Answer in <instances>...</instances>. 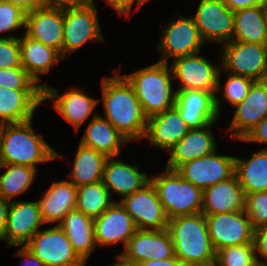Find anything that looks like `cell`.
I'll return each mask as SVG.
<instances>
[{"label":"cell","instance_id":"6da1fadb","mask_svg":"<svg viewBox=\"0 0 267 266\" xmlns=\"http://www.w3.org/2000/svg\"><path fill=\"white\" fill-rule=\"evenodd\" d=\"M105 119L128 141L144 139L147 120L132 85L119 73L101 80Z\"/></svg>","mask_w":267,"mask_h":266},{"label":"cell","instance_id":"7a4b0ae2","mask_svg":"<svg viewBox=\"0 0 267 266\" xmlns=\"http://www.w3.org/2000/svg\"><path fill=\"white\" fill-rule=\"evenodd\" d=\"M32 121L0 124L2 164L29 166L37 170L38 163L61 159L62 155L34 132Z\"/></svg>","mask_w":267,"mask_h":266},{"label":"cell","instance_id":"3957f363","mask_svg":"<svg viewBox=\"0 0 267 266\" xmlns=\"http://www.w3.org/2000/svg\"><path fill=\"white\" fill-rule=\"evenodd\" d=\"M167 231L174 244L175 256L185 266H214L216 252L203 213L172 218L168 220Z\"/></svg>","mask_w":267,"mask_h":266},{"label":"cell","instance_id":"277c9868","mask_svg":"<svg viewBox=\"0 0 267 266\" xmlns=\"http://www.w3.org/2000/svg\"><path fill=\"white\" fill-rule=\"evenodd\" d=\"M123 76L132 85L147 118L174 107L177 91L172 92L171 82L174 80L168 63L158 61Z\"/></svg>","mask_w":267,"mask_h":266},{"label":"cell","instance_id":"5b68a950","mask_svg":"<svg viewBox=\"0 0 267 266\" xmlns=\"http://www.w3.org/2000/svg\"><path fill=\"white\" fill-rule=\"evenodd\" d=\"M168 220L202 212L203 190L184 180L176 170L150 178Z\"/></svg>","mask_w":267,"mask_h":266},{"label":"cell","instance_id":"8992f818","mask_svg":"<svg viewBox=\"0 0 267 266\" xmlns=\"http://www.w3.org/2000/svg\"><path fill=\"white\" fill-rule=\"evenodd\" d=\"M199 53L173 59L171 66L173 80H179L181 84L177 90H202L212 92L215 95V107L218 116L220 101L216 92L221 91L219 65H214L208 59L198 55Z\"/></svg>","mask_w":267,"mask_h":266},{"label":"cell","instance_id":"52a82bcc","mask_svg":"<svg viewBox=\"0 0 267 266\" xmlns=\"http://www.w3.org/2000/svg\"><path fill=\"white\" fill-rule=\"evenodd\" d=\"M95 6L93 0H87L80 5L63 8V58L66 53L72 54L88 41L104 39Z\"/></svg>","mask_w":267,"mask_h":266},{"label":"cell","instance_id":"ba28073f","mask_svg":"<svg viewBox=\"0 0 267 266\" xmlns=\"http://www.w3.org/2000/svg\"><path fill=\"white\" fill-rule=\"evenodd\" d=\"M221 72L245 76L254 81L267 80V46L265 44L230 41L222 47Z\"/></svg>","mask_w":267,"mask_h":266},{"label":"cell","instance_id":"9c48e42d","mask_svg":"<svg viewBox=\"0 0 267 266\" xmlns=\"http://www.w3.org/2000/svg\"><path fill=\"white\" fill-rule=\"evenodd\" d=\"M25 247L44 266H85L73 250L66 233L58 225L37 231Z\"/></svg>","mask_w":267,"mask_h":266},{"label":"cell","instance_id":"30bf717a","mask_svg":"<svg viewBox=\"0 0 267 266\" xmlns=\"http://www.w3.org/2000/svg\"><path fill=\"white\" fill-rule=\"evenodd\" d=\"M205 217L215 252L228 246L253 243L254 229L245 210Z\"/></svg>","mask_w":267,"mask_h":266},{"label":"cell","instance_id":"8fae6325","mask_svg":"<svg viewBox=\"0 0 267 266\" xmlns=\"http://www.w3.org/2000/svg\"><path fill=\"white\" fill-rule=\"evenodd\" d=\"M158 48L161 56L159 62L168 63V58H178L199 53L204 43L192 17L178 16L162 29Z\"/></svg>","mask_w":267,"mask_h":266},{"label":"cell","instance_id":"7c38bea8","mask_svg":"<svg viewBox=\"0 0 267 266\" xmlns=\"http://www.w3.org/2000/svg\"><path fill=\"white\" fill-rule=\"evenodd\" d=\"M120 201L131 215L138 230L167 229L168 218L151 181Z\"/></svg>","mask_w":267,"mask_h":266},{"label":"cell","instance_id":"4fadbf2b","mask_svg":"<svg viewBox=\"0 0 267 266\" xmlns=\"http://www.w3.org/2000/svg\"><path fill=\"white\" fill-rule=\"evenodd\" d=\"M192 18L203 41L224 44L232 41L234 12L223 0H201Z\"/></svg>","mask_w":267,"mask_h":266},{"label":"cell","instance_id":"5bb4252c","mask_svg":"<svg viewBox=\"0 0 267 266\" xmlns=\"http://www.w3.org/2000/svg\"><path fill=\"white\" fill-rule=\"evenodd\" d=\"M176 171L184 180L204 190L234 175L235 157L218 155L215 151L183 163Z\"/></svg>","mask_w":267,"mask_h":266},{"label":"cell","instance_id":"9a60e30c","mask_svg":"<svg viewBox=\"0 0 267 266\" xmlns=\"http://www.w3.org/2000/svg\"><path fill=\"white\" fill-rule=\"evenodd\" d=\"M126 262L139 264L145 260H166L175 257L174 244L167 229L137 230L124 252L118 255Z\"/></svg>","mask_w":267,"mask_h":266},{"label":"cell","instance_id":"2e32d148","mask_svg":"<svg viewBox=\"0 0 267 266\" xmlns=\"http://www.w3.org/2000/svg\"><path fill=\"white\" fill-rule=\"evenodd\" d=\"M235 113L228 132L235 140H243L267 117V80L254 81L245 99L234 106Z\"/></svg>","mask_w":267,"mask_h":266},{"label":"cell","instance_id":"e0dca14e","mask_svg":"<svg viewBox=\"0 0 267 266\" xmlns=\"http://www.w3.org/2000/svg\"><path fill=\"white\" fill-rule=\"evenodd\" d=\"M25 34L57 50L62 56L63 8L40 7L26 13Z\"/></svg>","mask_w":267,"mask_h":266},{"label":"cell","instance_id":"ac0fdd59","mask_svg":"<svg viewBox=\"0 0 267 266\" xmlns=\"http://www.w3.org/2000/svg\"><path fill=\"white\" fill-rule=\"evenodd\" d=\"M137 230L131 215L120 202H114L94 219V235L97 246L104 247L123 242L125 249L129 239Z\"/></svg>","mask_w":267,"mask_h":266},{"label":"cell","instance_id":"d6986e66","mask_svg":"<svg viewBox=\"0 0 267 266\" xmlns=\"http://www.w3.org/2000/svg\"><path fill=\"white\" fill-rule=\"evenodd\" d=\"M43 223L38 201L11 200L6 223L8 247L25 246Z\"/></svg>","mask_w":267,"mask_h":266},{"label":"cell","instance_id":"ffe728a7","mask_svg":"<svg viewBox=\"0 0 267 266\" xmlns=\"http://www.w3.org/2000/svg\"><path fill=\"white\" fill-rule=\"evenodd\" d=\"M174 107L190 129H199L219 118L215 107V95L202 90H176Z\"/></svg>","mask_w":267,"mask_h":266},{"label":"cell","instance_id":"44dd1931","mask_svg":"<svg viewBox=\"0 0 267 266\" xmlns=\"http://www.w3.org/2000/svg\"><path fill=\"white\" fill-rule=\"evenodd\" d=\"M41 103H43V89L0 87V124L20 123L33 119V114Z\"/></svg>","mask_w":267,"mask_h":266},{"label":"cell","instance_id":"7402d4cb","mask_svg":"<svg viewBox=\"0 0 267 266\" xmlns=\"http://www.w3.org/2000/svg\"><path fill=\"white\" fill-rule=\"evenodd\" d=\"M56 88L46 85L43 88V101L53 99V107L56 111L75 128L78 132L79 127L91 115L93 109L100 100L93 99L85 95L84 92L74 88L71 91L60 95Z\"/></svg>","mask_w":267,"mask_h":266},{"label":"cell","instance_id":"603a6c76","mask_svg":"<svg viewBox=\"0 0 267 266\" xmlns=\"http://www.w3.org/2000/svg\"><path fill=\"white\" fill-rule=\"evenodd\" d=\"M189 130L179 111L172 107L148 118L144 138L160 149L169 151Z\"/></svg>","mask_w":267,"mask_h":266},{"label":"cell","instance_id":"cb8c5ba5","mask_svg":"<svg viewBox=\"0 0 267 266\" xmlns=\"http://www.w3.org/2000/svg\"><path fill=\"white\" fill-rule=\"evenodd\" d=\"M246 196L236 175L203 190L204 215L245 210Z\"/></svg>","mask_w":267,"mask_h":266},{"label":"cell","instance_id":"d4e9b609","mask_svg":"<svg viewBox=\"0 0 267 266\" xmlns=\"http://www.w3.org/2000/svg\"><path fill=\"white\" fill-rule=\"evenodd\" d=\"M212 122L199 129H190L189 132L171 149L170 159L166 169L176 170L185 162L204 157L217 150L212 134Z\"/></svg>","mask_w":267,"mask_h":266},{"label":"cell","instance_id":"484cf974","mask_svg":"<svg viewBox=\"0 0 267 266\" xmlns=\"http://www.w3.org/2000/svg\"><path fill=\"white\" fill-rule=\"evenodd\" d=\"M150 181L147 173L140 172L136 165H128L108 157L103 170L102 182L109 190L110 195L116 193L119 197H125L140 190Z\"/></svg>","mask_w":267,"mask_h":266},{"label":"cell","instance_id":"4316f807","mask_svg":"<svg viewBox=\"0 0 267 266\" xmlns=\"http://www.w3.org/2000/svg\"><path fill=\"white\" fill-rule=\"evenodd\" d=\"M77 187L69 180L54 182L38 201L43 223L61 222L76 208Z\"/></svg>","mask_w":267,"mask_h":266},{"label":"cell","instance_id":"83f0119b","mask_svg":"<svg viewBox=\"0 0 267 266\" xmlns=\"http://www.w3.org/2000/svg\"><path fill=\"white\" fill-rule=\"evenodd\" d=\"M57 225L66 233L73 250L86 264L92 251L97 247L94 219L75 209L70 211Z\"/></svg>","mask_w":267,"mask_h":266},{"label":"cell","instance_id":"f1b7e54d","mask_svg":"<svg viewBox=\"0 0 267 266\" xmlns=\"http://www.w3.org/2000/svg\"><path fill=\"white\" fill-rule=\"evenodd\" d=\"M129 142L108 120L95 114L88 124L80 143L104 153L107 157H118L122 144Z\"/></svg>","mask_w":267,"mask_h":266},{"label":"cell","instance_id":"f546056e","mask_svg":"<svg viewBox=\"0 0 267 266\" xmlns=\"http://www.w3.org/2000/svg\"><path fill=\"white\" fill-rule=\"evenodd\" d=\"M21 65L36 81H41L39 74L48 73L50 68L63 58L61 54L41 42L31 39L26 34L19 38Z\"/></svg>","mask_w":267,"mask_h":266},{"label":"cell","instance_id":"4dcf8cb0","mask_svg":"<svg viewBox=\"0 0 267 266\" xmlns=\"http://www.w3.org/2000/svg\"><path fill=\"white\" fill-rule=\"evenodd\" d=\"M244 160L235 157V172L245 196L254 192L267 191V150L251 153Z\"/></svg>","mask_w":267,"mask_h":266},{"label":"cell","instance_id":"1f68e13d","mask_svg":"<svg viewBox=\"0 0 267 266\" xmlns=\"http://www.w3.org/2000/svg\"><path fill=\"white\" fill-rule=\"evenodd\" d=\"M104 153L79 143L73 163L71 182L80 187L102 181L104 165L107 160Z\"/></svg>","mask_w":267,"mask_h":266},{"label":"cell","instance_id":"d6a6232c","mask_svg":"<svg viewBox=\"0 0 267 266\" xmlns=\"http://www.w3.org/2000/svg\"><path fill=\"white\" fill-rule=\"evenodd\" d=\"M266 16L267 6L235 11L232 41L265 44Z\"/></svg>","mask_w":267,"mask_h":266},{"label":"cell","instance_id":"836d02e7","mask_svg":"<svg viewBox=\"0 0 267 266\" xmlns=\"http://www.w3.org/2000/svg\"><path fill=\"white\" fill-rule=\"evenodd\" d=\"M103 182L77 187L76 210L93 219L99 217L114 201Z\"/></svg>","mask_w":267,"mask_h":266},{"label":"cell","instance_id":"e575fe53","mask_svg":"<svg viewBox=\"0 0 267 266\" xmlns=\"http://www.w3.org/2000/svg\"><path fill=\"white\" fill-rule=\"evenodd\" d=\"M7 170L0 175V198L10 200L27 191L35 178V168L23 165L2 164Z\"/></svg>","mask_w":267,"mask_h":266},{"label":"cell","instance_id":"d590c367","mask_svg":"<svg viewBox=\"0 0 267 266\" xmlns=\"http://www.w3.org/2000/svg\"><path fill=\"white\" fill-rule=\"evenodd\" d=\"M214 266H259L254 243L228 246L218 250Z\"/></svg>","mask_w":267,"mask_h":266},{"label":"cell","instance_id":"8d00e7d4","mask_svg":"<svg viewBox=\"0 0 267 266\" xmlns=\"http://www.w3.org/2000/svg\"><path fill=\"white\" fill-rule=\"evenodd\" d=\"M47 84H39L23 67L0 68V87L10 89H43Z\"/></svg>","mask_w":267,"mask_h":266},{"label":"cell","instance_id":"74e56055","mask_svg":"<svg viewBox=\"0 0 267 266\" xmlns=\"http://www.w3.org/2000/svg\"><path fill=\"white\" fill-rule=\"evenodd\" d=\"M245 211L253 229L267 226V191L246 195Z\"/></svg>","mask_w":267,"mask_h":266},{"label":"cell","instance_id":"f35d334b","mask_svg":"<svg viewBox=\"0 0 267 266\" xmlns=\"http://www.w3.org/2000/svg\"><path fill=\"white\" fill-rule=\"evenodd\" d=\"M228 76V80L224 85L223 98L234 107L241 103L248 95L254 80L245 76L233 74H229Z\"/></svg>","mask_w":267,"mask_h":266},{"label":"cell","instance_id":"ab89813d","mask_svg":"<svg viewBox=\"0 0 267 266\" xmlns=\"http://www.w3.org/2000/svg\"><path fill=\"white\" fill-rule=\"evenodd\" d=\"M26 12L10 2L0 0V33L25 27Z\"/></svg>","mask_w":267,"mask_h":266},{"label":"cell","instance_id":"60d3db41","mask_svg":"<svg viewBox=\"0 0 267 266\" xmlns=\"http://www.w3.org/2000/svg\"><path fill=\"white\" fill-rule=\"evenodd\" d=\"M22 67L19 38L0 37V68Z\"/></svg>","mask_w":267,"mask_h":266},{"label":"cell","instance_id":"b9f144b4","mask_svg":"<svg viewBox=\"0 0 267 266\" xmlns=\"http://www.w3.org/2000/svg\"><path fill=\"white\" fill-rule=\"evenodd\" d=\"M253 243L255 247L257 262L259 266H267V262L259 260L258 254L267 260V226L254 230Z\"/></svg>","mask_w":267,"mask_h":266},{"label":"cell","instance_id":"7bdbcfd3","mask_svg":"<svg viewBox=\"0 0 267 266\" xmlns=\"http://www.w3.org/2000/svg\"><path fill=\"white\" fill-rule=\"evenodd\" d=\"M241 142L267 143V117L261 120ZM262 150H267L263 148Z\"/></svg>","mask_w":267,"mask_h":266},{"label":"cell","instance_id":"ee69618b","mask_svg":"<svg viewBox=\"0 0 267 266\" xmlns=\"http://www.w3.org/2000/svg\"><path fill=\"white\" fill-rule=\"evenodd\" d=\"M135 1L136 0H106V3L116 10L119 15L124 14L128 16ZM146 2V0H138L136 9L138 10Z\"/></svg>","mask_w":267,"mask_h":266},{"label":"cell","instance_id":"f6af8a7d","mask_svg":"<svg viewBox=\"0 0 267 266\" xmlns=\"http://www.w3.org/2000/svg\"><path fill=\"white\" fill-rule=\"evenodd\" d=\"M233 12L256 6H267L266 0H223Z\"/></svg>","mask_w":267,"mask_h":266},{"label":"cell","instance_id":"bcb514c9","mask_svg":"<svg viewBox=\"0 0 267 266\" xmlns=\"http://www.w3.org/2000/svg\"><path fill=\"white\" fill-rule=\"evenodd\" d=\"M15 255L26 258L22 266H44L43 262L33 255L25 246H20V249Z\"/></svg>","mask_w":267,"mask_h":266},{"label":"cell","instance_id":"7dc6e473","mask_svg":"<svg viewBox=\"0 0 267 266\" xmlns=\"http://www.w3.org/2000/svg\"><path fill=\"white\" fill-rule=\"evenodd\" d=\"M10 202L0 198V239L6 242L7 213Z\"/></svg>","mask_w":267,"mask_h":266},{"label":"cell","instance_id":"c3c4849f","mask_svg":"<svg viewBox=\"0 0 267 266\" xmlns=\"http://www.w3.org/2000/svg\"><path fill=\"white\" fill-rule=\"evenodd\" d=\"M139 265L140 266H185L184 263L176 256L166 260L148 259L139 263Z\"/></svg>","mask_w":267,"mask_h":266},{"label":"cell","instance_id":"681fc988","mask_svg":"<svg viewBox=\"0 0 267 266\" xmlns=\"http://www.w3.org/2000/svg\"><path fill=\"white\" fill-rule=\"evenodd\" d=\"M20 7L26 13L36 8L43 7V0H2Z\"/></svg>","mask_w":267,"mask_h":266},{"label":"cell","instance_id":"f907efd6","mask_svg":"<svg viewBox=\"0 0 267 266\" xmlns=\"http://www.w3.org/2000/svg\"><path fill=\"white\" fill-rule=\"evenodd\" d=\"M87 0H43L45 7H71L84 3Z\"/></svg>","mask_w":267,"mask_h":266},{"label":"cell","instance_id":"816d5d0a","mask_svg":"<svg viewBox=\"0 0 267 266\" xmlns=\"http://www.w3.org/2000/svg\"><path fill=\"white\" fill-rule=\"evenodd\" d=\"M116 260L117 262L111 266H140L139 264L126 262L123 259H121L118 255L116 256Z\"/></svg>","mask_w":267,"mask_h":266},{"label":"cell","instance_id":"f5cc1de1","mask_svg":"<svg viewBox=\"0 0 267 266\" xmlns=\"http://www.w3.org/2000/svg\"><path fill=\"white\" fill-rule=\"evenodd\" d=\"M265 45L267 46V16L265 21Z\"/></svg>","mask_w":267,"mask_h":266}]
</instances>
